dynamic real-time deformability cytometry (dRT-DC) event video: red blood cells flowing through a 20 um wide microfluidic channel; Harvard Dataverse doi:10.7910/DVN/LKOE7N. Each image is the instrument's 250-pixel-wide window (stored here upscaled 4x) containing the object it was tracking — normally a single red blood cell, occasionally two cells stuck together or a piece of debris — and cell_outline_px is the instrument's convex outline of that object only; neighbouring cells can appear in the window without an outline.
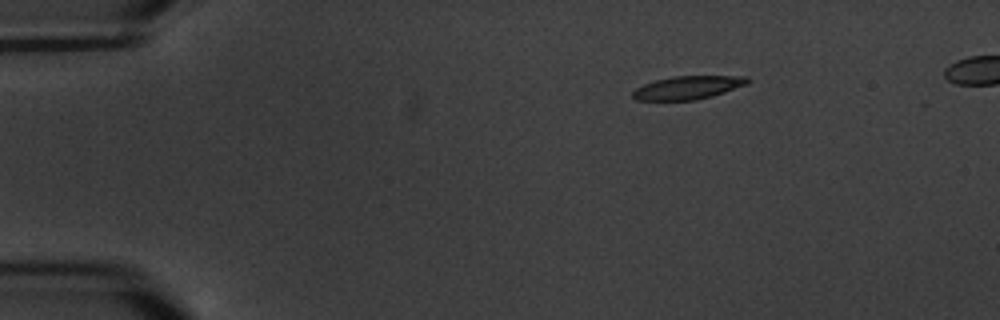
{"species": "common noctule bat (a hibernating species)", "species_latin": "Nyctalus noctula", "temperature_condition": "warm", "stored_images_in_passage": 4, "camera_frame_rate_fps": 3000, "um_per_image_px": 0.085, "animal": {"sex": "male", "body_mass_g": 20.1, "forearm_length_mm": 53.5}, "frame": {"image": 1, "passage_image": 1, "time_ms": 0.0, "image_size_px": [1000, 320], "cell_outline_px": [[752, 80], [748, 84], [712, 96], [696, 100], [636, 100], [632, 96], [632, 92], [636, 88], [644, 84], [656, 80], [672, 76], [748, 76]], "centroid_in_image_um": [58.5, 7.44], "position_along_channel_um": 26.5, "area_um2": 15.61}}